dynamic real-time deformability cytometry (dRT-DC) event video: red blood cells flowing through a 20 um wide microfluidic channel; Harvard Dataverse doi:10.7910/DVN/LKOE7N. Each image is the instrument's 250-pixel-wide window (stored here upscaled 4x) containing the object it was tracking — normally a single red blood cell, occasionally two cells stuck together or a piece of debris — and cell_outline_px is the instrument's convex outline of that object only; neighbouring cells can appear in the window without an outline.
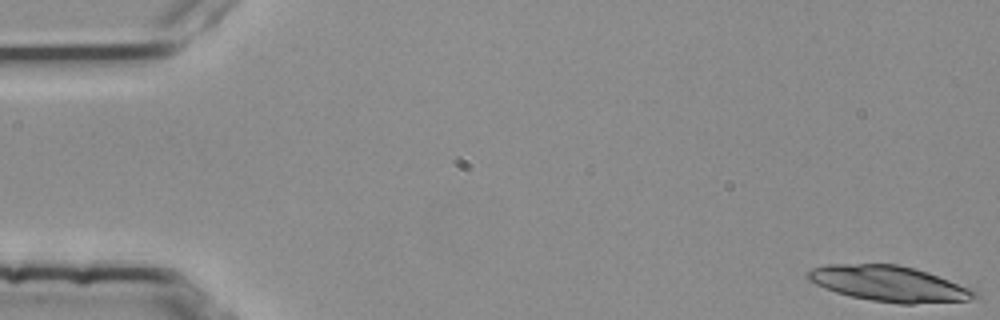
{"species": "common noctule bat (a hibernating species)", "species_latin": "Nyctalus noctula", "temperature_condition": "room temperature", "stored_images_in_passage": 50, "camera_frame_rate_fps": 3000, "um_per_image_px": 0.085, "animal": {"sex": "female", "body_mass_g": 25.1}, "frame": {"image": 1, "passage_image": 1, "time_ms": 0.0, "image_size_px": [1000, 320], "cell_outline_px": [[980, 296], [968, 300], [912, 304], [900, 304], [872, 300], [852, 296], [836, 292], [824, 288], [808, 280], [804, 276], [812, 268], [824, 264], [900, 264], [928, 272], [976, 288], [980, 292]], "centroid_in_image_um": [75.64, 24.1], "position_along_channel_um": 9.4, "area_um2": 35.08}, "authors_computed_cell_mechanics": {"area_um2": 22.542, "velocity_mm_per_s": 3.7405, "shape_relaxation_time_tau1_ms": 4.9506, "shape_relaxation_time_tau2_ms": 1.9558, "deformation_change_tau1": 0.1435, "deformation_change_tau2": 0.051}}